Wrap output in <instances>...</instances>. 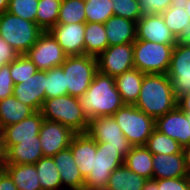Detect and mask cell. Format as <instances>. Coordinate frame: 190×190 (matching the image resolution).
I'll return each mask as SVG.
<instances>
[{"label":"cell","instance_id":"cell-43","mask_svg":"<svg viewBox=\"0 0 190 190\" xmlns=\"http://www.w3.org/2000/svg\"><path fill=\"white\" fill-rule=\"evenodd\" d=\"M18 56L19 54L0 36V69Z\"/></svg>","mask_w":190,"mask_h":190},{"label":"cell","instance_id":"cell-14","mask_svg":"<svg viewBox=\"0 0 190 190\" xmlns=\"http://www.w3.org/2000/svg\"><path fill=\"white\" fill-rule=\"evenodd\" d=\"M136 39L169 45H176L178 42L161 14L143 15L136 22Z\"/></svg>","mask_w":190,"mask_h":190},{"label":"cell","instance_id":"cell-37","mask_svg":"<svg viewBox=\"0 0 190 190\" xmlns=\"http://www.w3.org/2000/svg\"><path fill=\"white\" fill-rule=\"evenodd\" d=\"M37 71L36 65L26 55H19L10 63V75L14 84L24 82Z\"/></svg>","mask_w":190,"mask_h":190},{"label":"cell","instance_id":"cell-7","mask_svg":"<svg viewBox=\"0 0 190 190\" xmlns=\"http://www.w3.org/2000/svg\"><path fill=\"white\" fill-rule=\"evenodd\" d=\"M61 67L68 95L79 98L87 91L98 72L97 57L86 54L67 56Z\"/></svg>","mask_w":190,"mask_h":190},{"label":"cell","instance_id":"cell-35","mask_svg":"<svg viewBox=\"0 0 190 190\" xmlns=\"http://www.w3.org/2000/svg\"><path fill=\"white\" fill-rule=\"evenodd\" d=\"M46 99L68 95L65 74L61 66L45 70Z\"/></svg>","mask_w":190,"mask_h":190},{"label":"cell","instance_id":"cell-36","mask_svg":"<svg viewBox=\"0 0 190 190\" xmlns=\"http://www.w3.org/2000/svg\"><path fill=\"white\" fill-rule=\"evenodd\" d=\"M86 22L104 24L114 15L112 0H85Z\"/></svg>","mask_w":190,"mask_h":190},{"label":"cell","instance_id":"cell-55","mask_svg":"<svg viewBox=\"0 0 190 190\" xmlns=\"http://www.w3.org/2000/svg\"><path fill=\"white\" fill-rule=\"evenodd\" d=\"M5 170V166L0 163V175L3 173V171Z\"/></svg>","mask_w":190,"mask_h":190},{"label":"cell","instance_id":"cell-49","mask_svg":"<svg viewBox=\"0 0 190 190\" xmlns=\"http://www.w3.org/2000/svg\"><path fill=\"white\" fill-rule=\"evenodd\" d=\"M188 0H172L171 7H181L185 9Z\"/></svg>","mask_w":190,"mask_h":190},{"label":"cell","instance_id":"cell-10","mask_svg":"<svg viewBox=\"0 0 190 190\" xmlns=\"http://www.w3.org/2000/svg\"><path fill=\"white\" fill-rule=\"evenodd\" d=\"M97 63L99 72L114 78L133 69V43L108 46L97 57Z\"/></svg>","mask_w":190,"mask_h":190},{"label":"cell","instance_id":"cell-23","mask_svg":"<svg viewBox=\"0 0 190 190\" xmlns=\"http://www.w3.org/2000/svg\"><path fill=\"white\" fill-rule=\"evenodd\" d=\"M42 157L40 139L18 140L6 150V164H35Z\"/></svg>","mask_w":190,"mask_h":190},{"label":"cell","instance_id":"cell-44","mask_svg":"<svg viewBox=\"0 0 190 190\" xmlns=\"http://www.w3.org/2000/svg\"><path fill=\"white\" fill-rule=\"evenodd\" d=\"M0 190H19L5 170L0 175Z\"/></svg>","mask_w":190,"mask_h":190},{"label":"cell","instance_id":"cell-9","mask_svg":"<svg viewBox=\"0 0 190 190\" xmlns=\"http://www.w3.org/2000/svg\"><path fill=\"white\" fill-rule=\"evenodd\" d=\"M25 55L43 71L61 66L67 57L50 31H43Z\"/></svg>","mask_w":190,"mask_h":190},{"label":"cell","instance_id":"cell-3","mask_svg":"<svg viewBox=\"0 0 190 190\" xmlns=\"http://www.w3.org/2000/svg\"><path fill=\"white\" fill-rule=\"evenodd\" d=\"M40 112L44 119L65 125L75 133H87L89 119L77 97L64 95L45 99Z\"/></svg>","mask_w":190,"mask_h":190},{"label":"cell","instance_id":"cell-56","mask_svg":"<svg viewBox=\"0 0 190 190\" xmlns=\"http://www.w3.org/2000/svg\"><path fill=\"white\" fill-rule=\"evenodd\" d=\"M190 125V113H185Z\"/></svg>","mask_w":190,"mask_h":190},{"label":"cell","instance_id":"cell-53","mask_svg":"<svg viewBox=\"0 0 190 190\" xmlns=\"http://www.w3.org/2000/svg\"><path fill=\"white\" fill-rule=\"evenodd\" d=\"M84 190H110L107 187H97V188H84Z\"/></svg>","mask_w":190,"mask_h":190},{"label":"cell","instance_id":"cell-39","mask_svg":"<svg viewBox=\"0 0 190 190\" xmlns=\"http://www.w3.org/2000/svg\"><path fill=\"white\" fill-rule=\"evenodd\" d=\"M114 15L137 22L142 16L138 0H112Z\"/></svg>","mask_w":190,"mask_h":190},{"label":"cell","instance_id":"cell-22","mask_svg":"<svg viewBox=\"0 0 190 190\" xmlns=\"http://www.w3.org/2000/svg\"><path fill=\"white\" fill-rule=\"evenodd\" d=\"M109 46L133 43L136 40V22L113 15L104 23Z\"/></svg>","mask_w":190,"mask_h":190},{"label":"cell","instance_id":"cell-48","mask_svg":"<svg viewBox=\"0 0 190 190\" xmlns=\"http://www.w3.org/2000/svg\"><path fill=\"white\" fill-rule=\"evenodd\" d=\"M0 163H2L4 166L6 164L5 142H0Z\"/></svg>","mask_w":190,"mask_h":190},{"label":"cell","instance_id":"cell-6","mask_svg":"<svg viewBox=\"0 0 190 190\" xmlns=\"http://www.w3.org/2000/svg\"><path fill=\"white\" fill-rule=\"evenodd\" d=\"M132 146H145L155 130V119L135 105L125 104L112 116Z\"/></svg>","mask_w":190,"mask_h":190},{"label":"cell","instance_id":"cell-27","mask_svg":"<svg viewBox=\"0 0 190 190\" xmlns=\"http://www.w3.org/2000/svg\"><path fill=\"white\" fill-rule=\"evenodd\" d=\"M35 111L23 104L14 95L0 100V124L5 128L21 122Z\"/></svg>","mask_w":190,"mask_h":190},{"label":"cell","instance_id":"cell-26","mask_svg":"<svg viewBox=\"0 0 190 190\" xmlns=\"http://www.w3.org/2000/svg\"><path fill=\"white\" fill-rule=\"evenodd\" d=\"M5 171L19 190H42L35 164H5Z\"/></svg>","mask_w":190,"mask_h":190},{"label":"cell","instance_id":"cell-20","mask_svg":"<svg viewBox=\"0 0 190 190\" xmlns=\"http://www.w3.org/2000/svg\"><path fill=\"white\" fill-rule=\"evenodd\" d=\"M153 179L190 177L183 153L153 154Z\"/></svg>","mask_w":190,"mask_h":190},{"label":"cell","instance_id":"cell-13","mask_svg":"<svg viewBox=\"0 0 190 190\" xmlns=\"http://www.w3.org/2000/svg\"><path fill=\"white\" fill-rule=\"evenodd\" d=\"M87 133L97 146L132 147L112 116L90 119Z\"/></svg>","mask_w":190,"mask_h":190},{"label":"cell","instance_id":"cell-38","mask_svg":"<svg viewBox=\"0 0 190 190\" xmlns=\"http://www.w3.org/2000/svg\"><path fill=\"white\" fill-rule=\"evenodd\" d=\"M39 0H9L8 12L36 23Z\"/></svg>","mask_w":190,"mask_h":190},{"label":"cell","instance_id":"cell-47","mask_svg":"<svg viewBox=\"0 0 190 190\" xmlns=\"http://www.w3.org/2000/svg\"><path fill=\"white\" fill-rule=\"evenodd\" d=\"M179 42L190 46V25L186 28L185 33L180 38Z\"/></svg>","mask_w":190,"mask_h":190},{"label":"cell","instance_id":"cell-54","mask_svg":"<svg viewBox=\"0 0 190 190\" xmlns=\"http://www.w3.org/2000/svg\"><path fill=\"white\" fill-rule=\"evenodd\" d=\"M185 11L188 13V16L190 18V0L187 1Z\"/></svg>","mask_w":190,"mask_h":190},{"label":"cell","instance_id":"cell-42","mask_svg":"<svg viewBox=\"0 0 190 190\" xmlns=\"http://www.w3.org/2000/svg\"><path fill=\"white\" fill-rule=\"evenodd\" d=\"M14 82L10 75V64L0 69V100L13 95Z\"/></svg>","mask_w":190,"mask_h":190},{"label":"cell","instance_id":"cell-1","mask_svg":"<svg viewBox=\"0 0 190 190\" xmlns=\"http://www.w3.org/2000/svg\"><path fill=\"white\" fill-rule=\"evenodd\" d=\"M87 118L113 116L125 105L115 85V78L97 72L87 91L78 98Z\"/></svg>","mask_w":190,"mask_h":190},{"label":"cell","instance_id":"cell-11","mask_svg":"<svg viewBox=\"0 0 190 190\" xmlns=\"http://www.w3.org/2000/svg\"><path fill=\"white\" fill-rule=\"evenodd\" d=\"M167 76L178 98L190 91V46L177 42L174 46Z\"/></svg>","mask_w":190,"mask_h":190},{"label":"cell","instance_id":"cell-52","mask_svg":"<svg viewBox=\"0 0 190 190\" xmlns=\"http://www.w3.org/2000/svg\"><path fill=\"white\" fill-rule=\"evenodd\" d=\"M0 142H5L4 127L0 124Z\"/></svg>","mask_w":190,"mask_h":190},{"label":"cell","instance_id":"cell-50","mask_svg":"<svg viewBox=\"0 0 190 190\" xmlns=\"http://www.w3.org/2000/svg\"><path fill=\"white\" fill-rule=\"evenodd\" d=\"M143 190H158V187L156 182L152 179L146 182Z\"/></svg>","mask_w":190,"mask_h":190},{"label":"cell","instance_id":"cell-17","mask_svg":"<svg viewBox=\"0 0 190 190\" xmlns=\"http://www.w3.org/2000/svg\"><path fill=\"white\" fill-rule=\"evenodd\" d=\"M85 23L56 24L50 32L67 56L83 55Z\"/></svg>","mask_w":190,"mask_h":190},{"label":"cell","instance_id":"cell-30","mask_svg":"<svg viewBox=\"0 0 190 190\" xmlns=\"http://www.w3.org/2000/svg\"><path fill=\"white\" fill-rule=\"evenodd\" d=\"M35 167L42 190H62L60 174L53 157L40 158Z\"/></svg>","mask_w":190,"mask_h":190},{"label":"cell","instance_id":"cell-41","mask_svg":"<svg viewBox=\"0 0 190 190\" xmlns=\"http://www.w3.org/2000/svg\"><path fill=\"white\" fill-rule=\"evenodd\" d=\"M172 0H138L143 15L161 14L171 6Z\"/></svg>","mask_w":190,"mask_h":190},{"label":"cell","instance_id":"cell-31","mask_svg":"<svg viewBox=\"0 0 190 190\" xmlns=\"http://www.w3.org/2000/svg\"><path fill=\"white\" fill-rule=\"evenodd\" d=\"M62 0H39L36 24L43 31H50L58 21Z\"/></svg>","mask_w":190,"mask_h":190},{"label":"cell","instance_id":"cell-51","mask_svg":"<svg viewBox=\"0 0 190 190\" xmlns=\"http://www.w3.org/2000/svg\"><path fill=\"white\" fill-rule=\"evenodd\" d=\"M9 0H0V15L8 10Z\"/></svg>","mask_w":190,"mask_h":190},{"label":"cell","instance_id":"cell-16","mask_svg":"<svg viewBox=\"0 0 190 190\" xmlns=\"http://www.w3.org/2000/svg\"><path fill=\"white\" fill-rule=\"evenodd\" d=\"M13 95L17 100L30 106L34 111H40L45 95V71L38 70L27 80L14 85Z\"/></svg>","mask_w":190,"mask_h":190},{"label":"cell","instance_id":"cell-19","mask_svg":"<svg viewBox=\"0 0 190 190\" xmlns=\"http://www.w3.org/2000/svg\"><path fill=\"white\" fill-rule=\"evenodd\" d=\"M43 120L41 112L35 111L21 122L5 127V149L18 144V140L40 139L39 133Z\"/></svg>","mask_w":190,"mask_h":190},{"label":"cell","instance_id":"cell-32","mask_svg":"<svg viewBox=\"0 0 190 190\" xmlns=\"http://www.w3.org/2000/svg\"><path fill=\"white\" fill-rule=\"evenodd\" d=\"M86 23L85 0H62L57 24Z\"/></svg>","mask_w":190,"mask_h":190},{"label":"cell","instance_id":"cell-12","mask_svg":"<svg viewBox=\"0 0 190 190\" xmlns=\"http://www.w3.org/2000/svg\"><path fill=\"white\" fill-rule=\"evenodd\" d=\"M75 134L65 125L44 119L39 133L43 157H53L68 148Z\"/></svg>","mask_w":190,"mask_h":190},{"label":"cell","instance_id":"cell-21","mask_svg":"<svg viewBox=\"0 0 190 190\" xmlns=\"http://www.w3.org/2000/svg\"><path fill=\"white\" fill-rule=\"evenodd\" d=\"M69 147L80 173L86 179L93 169V152H97L96 141L88 133H76Z\"/></svg>","mask_w":190,"mask_h":190},{"label":"cell","instance_id":"cell-8","mask_svg":"<svg viewBox=\"0 0 190 190\" xmlns=\"http://www.w3.org/2000/svg\"><path fill=\"white\" fill-rule=\"evenodd\" d=\"M131 147L97 146L93 152V169L85 179L84 188L106 187L111 173L124 164Z\"/></svg>","mask_w":190,"mask_h":190},{"label":"cell","instance_id":"cell-25","mask_svg":"<svg viewBox=\"0 0 190 190\" xmlns=\"http://www.w3.org/2000/svg\"><path fill=\"white\" fill-rule=\"evenodd\" d=\"M153 154L145 146H132L124 158V165L134 173L153 179Z\"/></svg>","mask_w":190,"mask_h":190},{"label":"cell","instance_id":"cell-28","mask_svg":"<svg viewBox=\"0 0 190 190\" xmlns=\"http://www.w3.org/2000/svg\"><path fill=\"white\" fill-rule=\"evenodd\" d=\"M147 181L123 164L111 173L106 187L110 190H143Z\"/></svg>","mask_w":190,"mask_h":190},{"label":"cell","instance_id":"cell-29","mask_svg":"<svg viewBox=\"0 0 190 190\" xmlns=\"http://www.w3.org/2000/svg\"><path fill=\"white\" fill-rule=\"evenodd\" d=\"M84 34L86 55L98 57L109 46L104 24L86 22Z\"/></svg>","mask_w":190,"mask_h":190},{"label":"cell","instance_id":"cell-33","mask_svg":"<svg viewBox=\"0 0 190 190\" xmlns=\"http://www.w3.org/2000/svg\"><path fill=\"white\" fill-rule=\"evenodd\" d=\"M166 26L170 29L175 38L179 41L190 25V18L185 9L181 7H169L161 13Z\"/></svg>","mask_w":190,"mask_h":190},{"label":"cell","instance_id":"cell-46","mask_svg":"<svg viewBox=\"0 0 190 190\" xmlns=\"http://www.w3.org/2000/svg\"><path fill=\"white\" fill-rule=\"evenodd\" d=\"M183 155L190 176V145L183 148Z\"/></svg>","mask_w":190,"mask_h":190},{"label":"cell","instance_id":"cell-34","mask_svg":"<svg viewBox=\"0 0 190 190\" xmlns=\"http://www.w3.org/2000/svg\"><path fill=\"white\" fill-rule=\"evenodd\" d=\"M145 147L152 154H176L183 153V147L174 139L160 133L158 130H154Z\"/></svg>","mask_w":190,"mask_h":190},{"label":"cell","instance_id":"cell-18","mask_svg":"<svg viewBox=\"0 0 190 190\" xmlns=\"http://www.w3.org/2000/svg\"><path fill=\"white\" fill-rule=\"evenodd\" d=\"M53 159L60 174L62 188L69 190H84L85 179L76 165L70 147L58 152L53 156Z\"/></svg>","mask_w":190,"mask_h":190},{"label":"cell","instance_id":"cell-45","mask_svg":"<svg viewBox=\"0 0 190 190\" xmlns=\"http://www.w3.org/2000/svg\"><path fill=\"white\" fill-rule=\"evenodd\" d=\"M177 106L185 113H190V91L178 97Z\"/></svg>","mask_w":190,"mask_h":190},{"label":"cell","instance_id":"cell-40","mask_svg":"<svg viewBox=\"0 0 190 190\" xmlns=\"http://www.w3.org/2000/svg\"><path fill=\"white\" fill-rule=\"evenodd\" d=\"M158 190H190V177L153 179Z\"/></svg>","mask_w":190,"mask_h":190},{"label":"cell","instance_id":"cell-24","mask_svg":"<svg viewBox=\"0 0 190 190\" xmlns=\"http://www.w3.org/2000/svg\"><path fill=\"white\" fill-rule=\"evenodd\" d=\"M144 73L133 68L115 77V85L125 104L134 105L138 100Z\"/></svg>","mask_w":190,"mask_h":190},{"label":"cell","instance_id":"cell-5","mask_svg":"<svg viewBox=\"0 0 190 190\" xmlns=\"http://www.w3.org/2000/svg\"><path fill=\"white\" fill-rule=\"evenodd\" d=\"M174 46L136 39L133 42L134 68L144 74H167Z\"/></svg>","mask_w":190,"mask_h":190},{"label":"cell","instance_id":"cell-2","mask_svg":"<svg viewBox=\"0 0 190 190\" xmlns=\"http://www.w3.org/2000/svg\"><path fill=\"white\" fill-rule=\"evenodd\" d=\"M178 98L167 74H145L138 100V109L155 120L177 107Z\"/></svg>","mask_w":190,"mask_h":190},{"label":"cell","instance_id":"cell-4","mask_svg":"<svg viewBox=\"0 0 190 190\" xmlns=\"http://www.w3.org/2000/svg\"><path fill=\"white\" fill-rule=\"evenodd\" d=\"M43 30L35 23L8 11L0 15V36L19 54L25 55Z\"/></svg>","mask_w":190,"mask_h":190},{"label":"cell","instance_id":"cell-15","mask_svg":"<svg viewBox=\"0 0 190 190\" xmlns=\"http://www.w3.org/2000/svg\"><path fill=\"white\" fill-rule=\"evenodd\" d=\"M155 129L176 140L183 148L190 145V125L178 106L155 120Z\"/></svg>","mask_w":190,"mask_h":190}]
</instances>
